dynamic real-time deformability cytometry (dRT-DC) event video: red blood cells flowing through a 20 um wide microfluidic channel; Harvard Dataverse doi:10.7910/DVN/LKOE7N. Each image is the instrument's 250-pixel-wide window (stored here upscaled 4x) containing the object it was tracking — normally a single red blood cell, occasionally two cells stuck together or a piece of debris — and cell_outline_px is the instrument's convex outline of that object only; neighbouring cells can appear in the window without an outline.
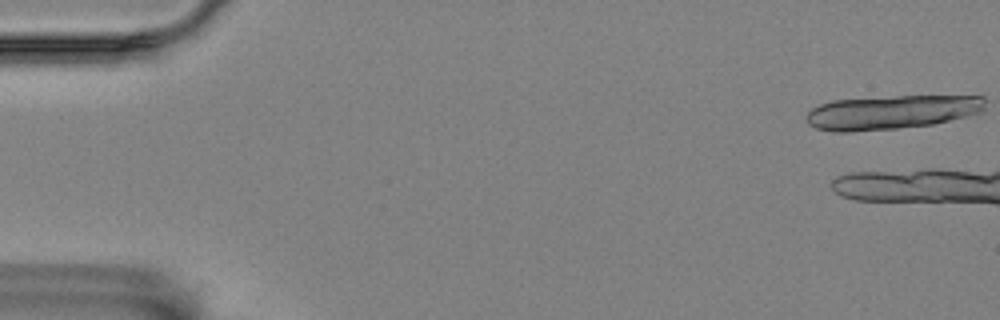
{"species": "Egyptian fruit bat (a non-hibernating species)", "species_latin": "Rousettus aegyptiacus", "temperature_condition": "room temperature", "stored_images_in_passage": 5, "camera_frame_rate_fps": 3000, "um_per_image_px": 0.085, "animal": {"sex": "female"}, "frame": {"image": 1, "passage_image": 1, "time_ms": 0.0, "image_size_px": [1000, 320], "cell_outline_px": [[984, 108], [980, 112], [968, 116], [932, 124], [896, 128], [852, 132], [832, 132], [816, 128], [808, 124], [804, 116], [812, 108], [820, 104], [832, 100], [896, 96], [984, 96]], "centroid_in_image_um": [75.72, 9.54], "position_along_channel_um": 9.3, "area_um2": 35.43}}